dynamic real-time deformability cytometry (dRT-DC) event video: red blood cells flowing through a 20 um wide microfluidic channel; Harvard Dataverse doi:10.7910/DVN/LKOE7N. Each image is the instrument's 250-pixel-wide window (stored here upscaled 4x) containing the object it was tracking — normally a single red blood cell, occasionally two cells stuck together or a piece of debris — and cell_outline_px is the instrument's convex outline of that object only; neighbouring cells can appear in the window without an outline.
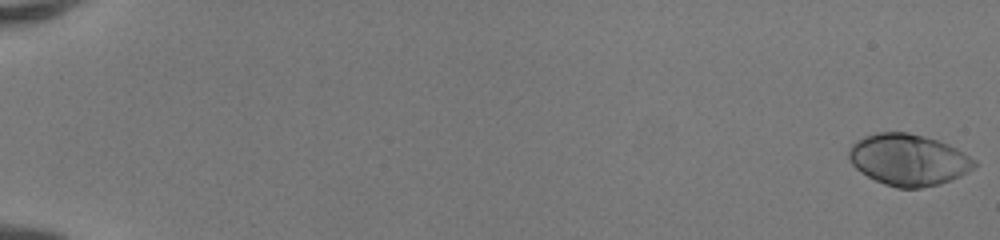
{"species": "human", "species_latin": "Homo sapiens", "temperature_condition": "room temperature", "stored_images_in_passage": 52, "camera_frame_rate_fps": 3000, "um_per_image_px": 0.085, "donor": {"sex": "female"}, "frame": {"image": 1, "passage_image": 1, "time_ms": 0.0, "image_size_px": [1000, 240], "cell_outline_px": [[976, 164], [968, 172], [960, 176], [940, 184], [920, 188], [896, 188], [884, 184], [860, 172], [852, 164], [848, 156], [848, 148], [856, 140], [864, 136], [876, 132], [908, 132], [940, 140], [964, 152], [976, 160]], "centroid_in_image_um": [77.2, 13.57], "position_along_channel_um": 7.8, "area_um2": 37.86}}
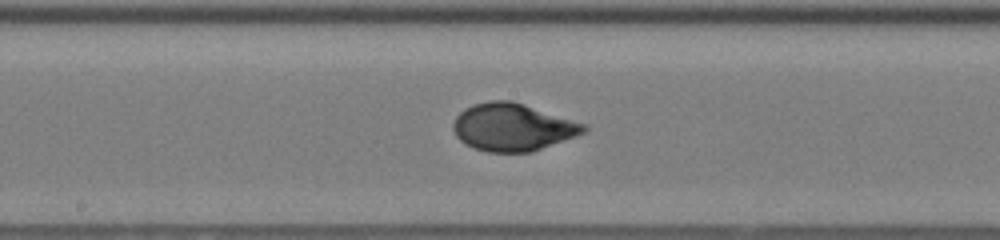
{"frame": {"image": 2, "passage_image": 30, "time_ms": 9.667, "image_size_px": [1000, 240], "cell_outline_px": [[588, 128], [584, 132], [576, 136], [532, 152], [488, 152], [472, 148], [464, 144], [456, 136], [452, 128], [452, 124], [456, 116], [464, 108], [472, 104], [488, 100], [512, 100], [588, 124]], "centroid_in_image_um": [43.56, 10.8], "position_along_channel_um": 204.6, "area_um2": 36.59}}
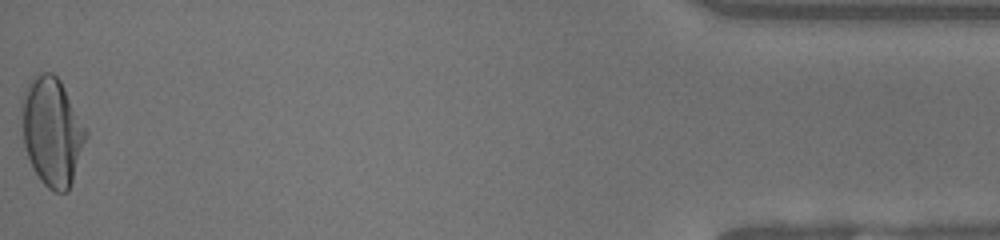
{"frame": {"image": 3, "passage_image": 52, "time_ms": 17.0, "image_size_px": [1000, 240], "cell_outline_px": [[88, 136], [68, 192], [56, 192], [48, 188], [40, 180], [32, 168], [24, 144], [20, 108], [20, 100], [28, 84], [36, 72], [52, 72], [60, 80], [88, 132]], "centroid_in_image_um": [4.4, 11.17], "position_along_channel_um": 430.8, "area_um2": 40.69}, "authors_computed_cell_mechanics": {"area_um2": 35.6915, "velocity_mm_per_s": 4.1597, "shape_relaxation_time_tau1_ms": 3.8729, "shape_relaxation_time_tau2_ms": null, "deformation_change_tau1": 0.2016, "deformation_change_tau2": null}}